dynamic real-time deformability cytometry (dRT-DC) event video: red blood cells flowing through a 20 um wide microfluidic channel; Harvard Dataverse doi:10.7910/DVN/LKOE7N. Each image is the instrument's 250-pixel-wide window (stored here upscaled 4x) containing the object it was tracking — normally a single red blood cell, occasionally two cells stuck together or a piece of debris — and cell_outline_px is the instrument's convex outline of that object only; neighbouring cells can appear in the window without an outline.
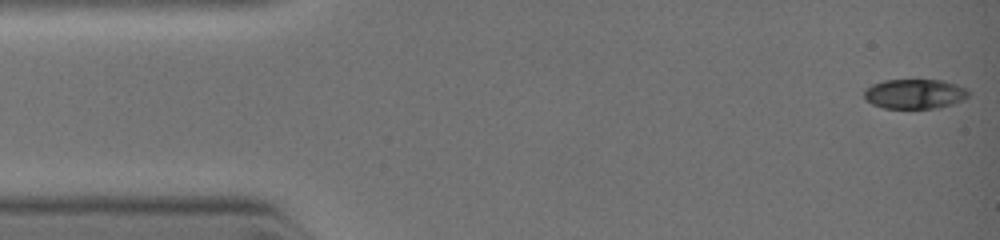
{"species": "common noctule bat (a hibernating species)", "species_latin": "Nyctalus noctula", "temperature_condition": "warm", "stored_images_in_passage": 2, "camera_frame_rate_fps": 3000, "um_per_image_px": 0.085, "animal": {"sex": "female", "body_mass_g": 19.0, "forearm_length_mm": 51.5}, "frame": {"image": 1, "passage_image": 1, "time_ms": 0.0, "image_size_px": [1000, 240], "cell_outline_px": [[968, 96], [964, 100], [952, 104], [936, 108], [884, 108], [872, 104], [864, 100], [864, 88], [872, 84], [884, 80], [944, 80], [956, 84], [964, 88], [968, 92]], "centroid_in_image_um": [77.71, 7.98], "position_along_channel_um": 7.3, "area_um2": 18.15}}